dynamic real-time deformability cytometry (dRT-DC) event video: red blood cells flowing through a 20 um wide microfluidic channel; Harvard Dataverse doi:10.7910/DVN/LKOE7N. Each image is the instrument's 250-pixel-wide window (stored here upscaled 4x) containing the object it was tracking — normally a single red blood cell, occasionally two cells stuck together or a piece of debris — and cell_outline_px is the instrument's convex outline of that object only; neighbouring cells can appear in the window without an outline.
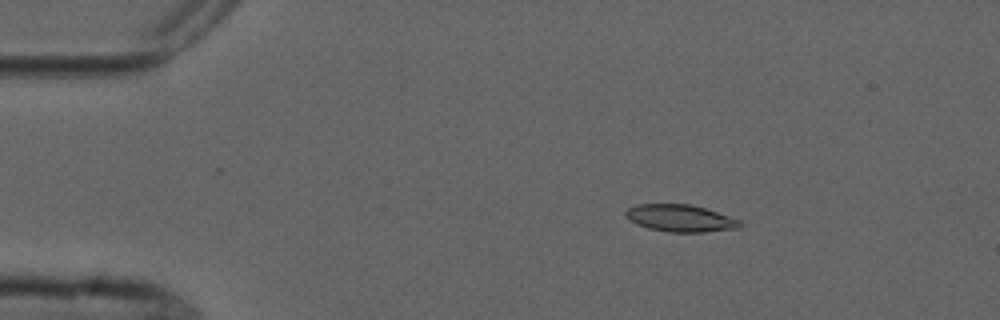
{"species": "common noctule bat (a hibernating species)", "species_latin": "Nyctalus noctula", "temperature_condition": "cold", "stored_images_in_passage": 5, "camera_frame_rate_fps": 3000, "um_per_image_px": 0.085, "animal": {"sex": "male", "forearm_length_mm": 52.5}, "frame": {"image": 1, "passage_image": 3, "time_ms": 2.333, "image_size_px": [1000, 320], "cell_outline_px": [[740, 228], [704, 232], [668, 232], [648, 228], [636, 224], [624, 216], [624, 212], [628, 208], [636, 204], [692, 204], [740, 220]], "centroid_in_image_um": [57.78, 18.55], "position_along_channel_um": 27.2, "area_um2": 18.03}}